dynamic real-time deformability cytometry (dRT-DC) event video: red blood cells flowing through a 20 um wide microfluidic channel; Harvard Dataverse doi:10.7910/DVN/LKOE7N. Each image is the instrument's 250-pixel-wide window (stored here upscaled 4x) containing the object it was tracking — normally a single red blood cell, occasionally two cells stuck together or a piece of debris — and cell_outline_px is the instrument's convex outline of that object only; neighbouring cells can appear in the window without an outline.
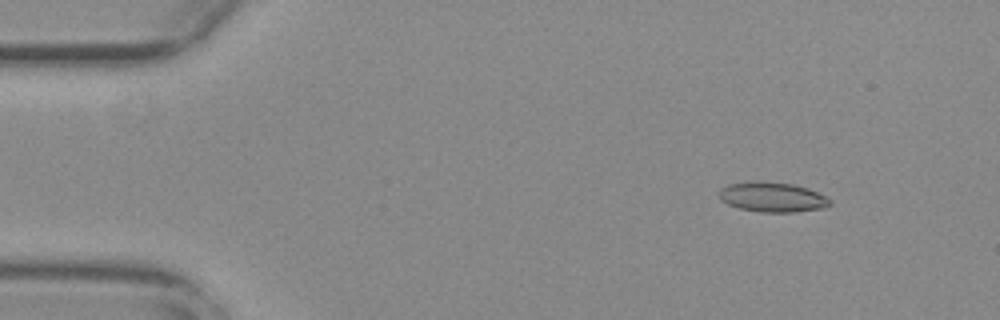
{"species": "common noctule bat (a hibernating species)", "species_latin": "Nyctalus noctula", "temperature_condition": "warm", "stored_images_in_passage": 56, "camera_frame_rate_fps": 3000, "um_per_image_px": 0.085, "animal": {"sex": "female", "body_mass_g": 29.2, "forearm_length_mm": 56.3}, "frame": {"image": 1, "passage_image": 7, "time_ms": 2.0, "image_size_px": [1000, 320], "cell_outline_px": [[832, 204], [824, 208], [796, 212], [764, 212], [740, 208], [728, 204], [720, 200], [720, 188], [728, 184], [792, 184], [808, 188], [832, 200]], "centroid_in_image_um": [65.72, 16.81], "position_along_channel_um": 19.3, "area_um2": 18.38}}
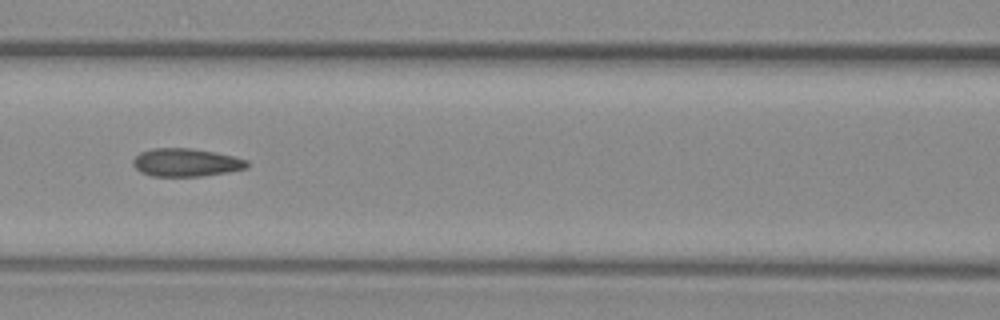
{"frame": {"image": 2, "passage_image": 25, "time_ms": 8.0, "image_size_px": [1000, 320], "cell_outline_px": [[248, 168], [228, 172], [204, 176], [152, 176], [140, 172], [132, 164], [132, 160], [140, 152], [152, 148], [192, 148], [216, 152], [248, 160]], "centroid_in_image_um": [15.81, 13.81], "position_along_channel_um": 150.8, "area_um2": 18.79}}
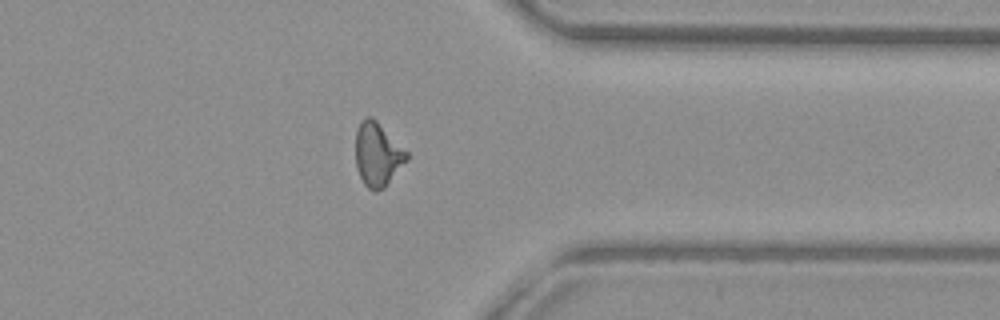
{"frame": {"image": 3, "passage_image": 44, "time_ms": 14.333, "image_size_px": [1000, 320], "cell_outline_px": [[408, 160], [384, 188], [376, 192], [372, 192], [364, 184], [356, 168], [356, 128], [360, 120], [364, 116], [372, 116], [408, 152]], "centroid_in_image_um": [32.08, 13.12], "position_along_channel_um": 379.3, "area_um2": 19.19}, "authors_computed_cell_mechanics": {"area_um2": 18.5538, "velocity_mm_per_s": 3.7449, "shape_relaxation_time_tau1_ms": null, "shape_relaxation_time_tau2_ms": 2.077, "deformation_change_tau1": null, "deformation_change_tau2": 0.096}}